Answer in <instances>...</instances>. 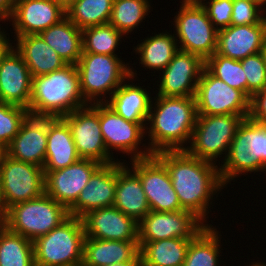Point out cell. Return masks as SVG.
<instances>
[{"label": "cell", "mask_w": 266, "mask_h": 266, "mask_svg": "<svg viewBox=\"0 0 266 266\" xmlns=\"http://www.w3.org/2000/svg\"><path fill=\"white\" fill-rule=\"evenodd\" d=\"M154 155L167 168L181 208L192 212L206 226H211L207 223L211 200L225 188L219 164L201 160L186 150H166Z\"/></svg>", "instance_id": "obj_1"}, {"label": "cell", "mask_w": 266, "mask_h": 266, "mask_svg": "<svg viewBox=\"0 0 266 266\" xmlns=\"http://www.w3.org/2000/svg\"><path fill=\"white\" fill-rule=\"evenodd\" d=\"M155 97L154 100L152 97L154 103L151 102L146 126L149 149L153 154L185 150L198 116L195 97Z\"/></svg>", "instance_id": "obj_2"}, {"label": "cell", "mask_w": 266, "mask_h": 266, "mask_svg": "<svg viewBox=\"0 0 266 266\" xmlns=\"http://www.w3.org/2000/svg\"><path fill=\"white\" fill-rule=\"evenodd\" d=\"M84 100L75 64L32 77L29 114L43 117H63L88 106Z\"/></svg>", "instance_id": "obj_3"}, {"label": "cell", "mask_w": 266, "mask_h": 266, "mask_svg": "<svg viewBox=\"0 0 266 266\" xmlns=\"http://www.w3.org/2000/svg\"><path fill=\"white\" fill-rule=\"evenodd\" d=\"M118 57V55L82 53L76 68L81 94L88 104L105 103L126 79L133 81L137 77L136 71L130 68V64H125L121 56ZM107 94L109 96H106Z\"/></svg>", "instance_id": "obj_4"}, {"label": "cell", "mask_w": 266, "mask_h": 266, "mask_svg": "<svg viewBox=\"0 0 266 266\" xmlns=\"http://www.w3.org/2000/svg\"><path fill=\"white\" fill-rule=\"evenodd\" d=\"M223 160L219 170L225 186L248 172H266V125L245 118Z\"/></svg>", "instance_id": "obj_5"}, {"label": "cell", "mask_w": 266, "mask_h": 266, "mask_svg": "<svg viewBox=\"0 0 266 266\" xmlns=\"http://www.w3.org/2000/svg\"><path fill=\"white\" fill-rule=\"evenodd\" d=\"M84 240L82 219L69 216L33 241L35 266H82Z\"/></svg>", "instance_id": "obj_6"}, {"label": "cell", "mask_w": 266, "mask_h": 266, "mask_svg": "<svg viewBox=\"0 0 266 266\" xmlns=\"http://www.w3.org/2000/svg\"><path fill=\"white\" fill-rule=\"evenodd\" d=\"M68 217V210L44 193L9 207L4 225L10 231L34 241L58 227Z\"/></svg>", "instance_id": "obj_7"}, {"label": "cell", "mask_w": 266, "mask_h": 266, "mask_svg": "<svg viewBox=\"0 0 266 266\" xmlns=\"http://www.w3.org/2000/svg\"><path fill=\"white\" fill-rule=\"evenodd\" d=\"M180 3L179 11L172 21L179 50L195 54L206 61L216 52L218 31L198 0H182Z\"/></svg>", "instance_id": "obj_8"}, {"label": "cell", "mask_w": 266, "mask_h": 266, "mask_svg": "<svg viewBox=\"0 0 266 266\" xmlns=\"http://www.w3.org/2000/svg\"><path fill=\"white\" fill-rule=\"evenodd\" d=\"M249 116L198 115L192 138L186 151L201 160L216 165L217 158L225 159L237 129Z\"/></svg>", "instance_id": "obj_9"}, {"label": "cell", "mask_w": 266, "mask_h": 266, "mask_svg": "<svg viewBox=\"0 0 266 266\" xmlns=\"http://www.w3.org/2000/svg\"><path fill=\"white\" fill-rule=\"evenodd\" d=\"M99 123L106 149L112 156L114 150L130 155V160L154 155L148 146L145 145L144 150L140 147L146 137L147 123L125 120L103 102L99 103Z\"/></svg>", "instance_id": "obj_10"}, {"label": "cell", "mask_w": 266, "mask_h": 266, "mask_svg": "<svg viewBox=\"0 0 266 266\" xmlns=\"http://www.w3.org/2000/svg\"><path fill=\"white\" fill-rule=\"evenodd\" d=\"M195 100L198 115L250 114V99L242 91L213 76L206 68L197 84Z\"/></svg>", "instance_id": "obj_11"}, {"label": "cell", "mask_w": 266, "mask_h": 266, "mask_svg": "<svg viewBox=\"0 0 266 266\" xmlns=\"http://www.w3.org/2000/svg\"><path fill=\"white\" fill-rule=\"evenodd\" d=\"M70 127L73 141L80 158L110 164L119 159L106 149L99 123V103L74 110L62 117Z\"/></svg>", "instance_id": "obj_12"}, {"label": "cell", "mask_w": 266, "mask_h": 266, "mask_svg": "<svg viewBox=\"0 0 266 266\" xmlns=\"http://www.w3.org/2000/svg\"><path fill=\"white\" fill-rule=\"evenodd\" d=\"M0 183L7 209L45 193V172L38 165L6 156L0 166Z\"/></svg>", "instance_id": "obj_13"}, {"label": "cell", "mask_w": 266, "mask_h": 266, "mask_svg": "<svg viewBox=\"0 0 266 266\" xmlns=\"http://www.w3.org/2000/svg\"><path fill=\"white\" fill-rule=\"evenodd\" d=\"M130 162L132 166L129 167L140 177L150 210L155 212L183 210L167 168L155 155Z\"/></svg>", "instance_id": "obj_14"}, {"label": "cell", "mask_w": 266, "mask_h": 266, "mask_svg": "<svg viewBox=\"0 0 266 266\" xmlns=\"http://www.w3.org/2000/svg\"><path fill=\"white\" fill-rule=\"evenodd\" d=\"M138 242L193 239L206 225L192 212H150L138 223Z\"/></svg>", "instance_id": "obj_15"}, {"label": "cell", "mask_w": 266, "mask_h": 266, "mask_svg": "<svg viewBox=\"0 0 266 266\" xmlns=\"http://www.w3.org/2000/svg\"><path fill=\"white\" fill-rule=\"evenodd\" d=\"M205 61L190 52L179 50L159 75L157 96L195 97Z\"/></svg>", "instance_id": "obj_16"}, {"label": "cell", "mask_w": 266, "mask_h": 266, "mask_svg": "<svg viewBox=\"0 0 266 266\" xmlns=\"http://www.w3.org/2000/svg\"><path fill=\"white\" fill-rule=\"evenodd\" d=\"M101 165L98 161L81 158L66 168L45 172V193L68 210Z\"/></svg>", "instance_id": "obj_17"}, {"label": "cell", "mask_w": 266, "mask_h": 266, "mask_svg": "<svg viewBox=\"0 0 266 266\" xmlns=\"http://www.w3.org/2000/svg\"><path fill=\"white\" fill-rule=\"evenodd\" d=\"M66 16L57 0H15L11 25L15 37L37 35Z\"/></svg>", "instance_id": "obj_18"}, {"label": "cell", "mask_w": 266, "mask_h": 266, "mask_svg": "<svg viewBox=\"0 0 266 266\" xmlns=\"http://www.w3.org/2000/svg\"><path fill=\"white\" fill-rule=\"evenodd\" d=\"M81 219L85 238L138 241V222L115 206L92 210Z\"/></svg>", "instance_id": "obj_19"}, {"label": "cell", "mask_w": 266, "mask_h": 266, "mask_svg": "<svg viewBox=\"0 0 266 266\" xmlns=\"http://www.w3.org/2000/svg\"><path fill=\"white\" fill-rule=\"evenodd\" d=\"M117 184V161L102 164L81 190L76 202L68 209L69 216L82 218L88 212L113 206Z\"/></svg>", "instance_id": "obj_20"}, {"label": "cell", "mask_w": 266, "mask_h": 266, "mask_svg": "<svg viewBox=\"0 0 266 266\" xmlns=\"http://www.w3.org/2000/svg\"><path fill=\"white\" fill-rule=\"evenodd\" d=\"M32 76L12 46L0 61V101L29 109Z\"/></svg>", "instance_id": "obj_21"}, {"label": "cell", "mask_w": 266, "mask_h": 266, "mask_svg": "<svg viewBox=\"0 0 266 266\" xmlns=\"http://www.w3.org/2000/svg\"><path fill=\"white\" fill-rule=\"evenodd\" d=\"M47 147V117L28 115L7 147L13 159L44 166Z\"/></svg>", "instance_id": "obj_22"}, {"label": "cell", "mask_w": 266, "mask_h": 266, "mask_svg": "<svg viewBox=\"0 0 266 266\" xmlns=\"http://www.w3.org/2000/svg\"><path fill=\"white\" fill-rule=\"evenodd\" d=\"M266 39V20L252 25H230L217 33L218 55L242 60L260 53Z\"/></svg>", "instance_id": "obj_23"}, {"label": "cell", "mask_w": 266, "mask_h": 266, "mask_svg": "<svg viewBox=\"0 0 266 266\" xmlns=\"http://www.w3.org/2000/svg\"><path fill=\"white\" fill-rule=\"evenodd\" d=\"M117 161V184L113 206L138 223L150 212V207L142 188L140 177L128 167L129 164Z\"/></svg>", "instance_id": "obj_24"}, {"label": "cell", "mask_w": 266, "mask_h": 266, "mask_svg": "<svg viewBox=\"0 0 266 266\" xmlns=\"http://www.w3.org/2000/svg\"><path fill=\"white\" fill-rule=\"evenodd\" d=\"M80 159L67 122L62 117H47L44 172L66 168Z\"/></svg>", "instance_id": "obj_25"}, {"label": "cell", "mask_w": 266, "mask_h": 266, "mask_svg": "<svg viewBox=\"0 0 266 266\" xmlns=\"http://www.w3.org/2000/svg\"><path fill=\"white\" fill-rule=\"evenodd\" d=\"M123 262H142L138 241L85 238L82 266H106Z\"/></svg>", "instance_id": "obj_26"}, {"label": "cell", "mask_w": 266, "mask_h": 266, "mask_svg": "<svg viewBox=\"0 0 266 266\" xmlns=\"http://www.w3.org/2000/svg\"><path fill=\"white\" fill-rule=\"evenodd\" d=\"M14 39L16 45L13 47L21 55L32 77L51 73L67 65L39 34Z\"/></svg>", "instance_id": "obj_27"}, {"label": "cell", "mask_w": 266, "mask_h": 266, "mask_svg": "<svg viewBox=\"0 0 266 266\" xmlns=\"http://www.w3.org/2000/svg\"><path fill=\"white\" fill-rule=\"evenodd\" d=\"M126 80L105 102L125 120L136 123H147L152 102L151 92Z\"/></svg>", "instance_id": "obj_28"}, {"label": "cell", "mask_w": 266, "mask_h": 266, "mask_svg": "<svg viewBox=\"0 0 266 266\" xmlns=\"http://www.w3.org/2000/svg\"><path fill=\"white\" fill-rule=\"evenodd\" d=\"M67 64H77L82 53V30L65 16L39 34Z\"/></svg>", "instance_id": "obj_29"}, {"label": "cell", "mask_w": 266, "mask_h": 266, "mask_svg": "<svg viewBox=\"0 0 266 266\" xmlns=\"http://www.w3.org/2000/svg\"><path fill=\"white\" fill-rule=\"evenodd\" d=\"M133 49L140 56L139 65L144 69L156 71L164 70L179 51L175 35L165 31L154 36L146 37Z\"/></svg>", "instance_id": "obj_30"}, {"label": "cell", "mask_w": 266, "mask_h": 266, "mask_svg": "<svg viewBox=\"0 0 266 266\" xmlns=\"http://www.w3.org/2000/svg\"><path fill=\"white\" fill-rule=\"evenodd\" d=\"M191 240L170 238L138 242L142 266H183Z\"/></svg>", "instance_id": "obj_31"}, {"label": "cell", "mask_w": 266, "mask_h": 266, "mask_svg": "<svg viewBox=\"0 0 266 266\" xmlns=\"http://www.w3.org/2000/svg\"><path fill=\"white\" fill-rule=\"evenodd\" d=\"M217 228L204 227L189 243L183 266H219L221 237Z\"/></svg>", "instance_id": "obj_32"}, {"label": "cell", "mask_w": 266, "mask_h": 266, "mask_svg": "<svg viewBox=\"0 0 266 266\" xmlns=\"http://www.w3.org/2000/svg\"><path fill=\"white\" fill-rule=\"evenodd\" d=\"M0 266H35L33 241L3 225L0 229Z\"/></svg>", "instance_id": "obj_33"}, {"label": "cell", "mask_w": 266, "mask_h": 266, "mask_svg": "<svg viewBox=\"0 0 266 266\" xmlns=\"http://www.w3.org/2000/svg\"><path fill=\"white\" fill-rule=\"evenodd\" d=\"M113 0H78L66 9V16L79 29L108 24Z\"/></svg>", "instance_id": "obj_34"}, {"label": "cell", "mask_w": 266, "mask_h": 266, "mask_svg": "<svg viewBox=\"0 0 266 266\" xmlns=\"http://www.w3.org/2000/svg\"><path fill=\"white\" fill-rule=\"evenodd\" d=\"M150 4V0H113L109 24L126 37L149 15Z\"/></svg>", "instance_id": "obj_35"}, {"label": "cell", "mask_w": 266, "mask_h": 266, "mask_svg": "<svg viewBox=\"0 0 266 266\" xmlns=\"http://www.w3.org/2000/svg\"><path fill=\"white\" fill-rule=\"evenodd\" d=\"M122 37L124 35L109 23L84 28L82 30L83 52L117 55L115 51L118 50Z\"/></svg>", "instance_id": "obj_36"}, {"label": "cell", "mask_w": 266, "mask_h": 266, "mask_svg": "<svg viewBox=\"0 0 266 266\" xmlns=\"http://www.w3.org/2000/svg\"><path fill=\"white\" fill-rule=\"evenodd\" d=\"M205 68L227 85L247 96V78L241 61L218 55L216 52L205 61Z\"/></svg>", "instance_id": "obj_37"}, {"label": "cell", "mask_w": 266, "mask_h": 266, "mask_svg": "<svg viewBox=\"0 0 266 266\" xmlns=\"http://www.w3.org/2000/svg\"><path fill=\"white\" fill-rule=\"evenodd\" d=\"M28 115V109L0 101V143L8 147Z\"/></svg>", "instance_id": "obj_38"}, {"label": "cell", "mask_w": 266, "mask_h": 266, "mask_svg": "<svg viewBox=\"0 0 266 266\" xmlns=\"http://www.w3.org/2000/svg\"><path fill=\"white\" fill-rule=\"evenodd\" d=\"M247 78V97L266 88V65L261 53L249 55L240 60Z\"/></svg>", "instance_id": "obj_39"}, {"label": "cell", "mask_w": 266, "mask_h": 266, "mask_svg": "<svg viewBox=\"0 0 266 266\" xmlns=\"http://www.w3.org/2000/svg\"><path fill=\"white\" fill-rule=\"evenodd\" d=\"M265 9L253 0H233L231 25L259 24L265 18Z\"/></svg>", "instance_id": "obj_40"}, {"label": "cell", "mask_w": 266, "mask_h": 266, "mask_svg": "<svg viewBox=\"0 0 266 266\" xmlns=\"http://www.w3.org/2000/svg\"><path fill=\"white\" fill-rule=\"evenodd\" d=\"M217 31L231 25L233 0H198ZM206 1V2H204Z\"/></svg>", "instance_id": "obj_41"}, {"label": "cell", "mask_w": 266, "mask_h": 266, "mask_svg": "<svg viewBox=\"0 0 266 266\" xmlns=\"http://www.w3.org/2000/svg\"><path fill=\"white\" fill-rule=\"evenodd\" d=\"M249 117L258 123L266 125V88L252 96Z\"/></svg>", "instance_id": "obj_42"}, {"label": "cell", "mask_w": 266, "mask_h": 266, "mask_svg": "<svg viewBox=\"0 0 266 266\" xmlns=\"http://www.w3.org/2000/svg\"><path fill=\"white\" fill-rule=\"evenodd\" d=\"M15 0H0V13L4 15L8 21L11 19L14 10Z\"/></svg>", "instance_id": "obj_43"}, {"label": "cell", "mask_w": 266, "mask_h": 266, "mask_svg": "<svg viewBox=\"0 0 266 266\" xmlns=\"http://www.w3.org/2000/svg\"><path fill=\"white\" fill-rule=\"evenodd\" d=\"M9 39L10 38L7 36H0V61L3 58V56L9 51V49L12 47V43L10 42Z\"/></svg>", "instance_id": "obj_44"}, {"label": "cell", "mask_w": 266, "mask_h": 266, "mask_svg": "<svg viewBox=\"0 0 266 266\" xmlns=\"http://www.w3.org/2000/svg\"><path fill=\"white\" fill-rule=\"evenodd\" d=\"M7 207L5 205L3 195H2V189H1V183H0V219L4 222L7 216Z\"/></svg>", "instance_id": "obj_45"}, {"label": "cell", "mask_w": 266, "mask_h": 266, "mask_svg": "<svg viewBox=\"0 0 266 266\" xmlns=\"http://www.w3.org/2000/svg\"><path fill=\"white\" fill-rule=\"evenodd\" d=\"M7 155H8L7 146H5L3 143H0V166L4 162Z\"/></svg>", "instance_id": "obj_46"}, {"label": "cell", "mask_w": 266, "mask_h": 266, "mask_svg": "<svg viewBox=\"0 0 266 266\" xmlns=\"http://www.w3.org/2000/svg\"><path fill=\"white\" fill-rule=\"evenodd\" d=\"M106 266H142V262H123Z\"/></svg>", "instance_id": "obj_47"}, {"label": "cell", "mask_w": 266, "mask_h": 266, "mask_svg": "<svg viewBox=\"0 0 266 266\" xmlns=\"http://www.w3.org/2000/svg\"><path fill=\"white\" fill-rule=\"evenodd\" d=\"M65 9L71 6L75 1L78 0H57Z\"/></svg>", "instance_id": "obj_48"}, {"label": "cell", "mask_w": 266, "mask_h": 266, "mask_svg": "<svg viewBox=\"0 0 266 266\" xmlns=\"http://www.w3.org/2000/svg\"><path fill=\"white\" fill-rule=\"evenodd\" d=\"M260 53L262 54L263 60H264L265 65H266V39L264 41V44H263V47H262Z\"/></svg>", "instance_id": "obj_49"}, {"label": "cell", "mask_w": 266, "mask_h": 266, "mask_svg": "<svg viewBox=\"0 0 266 266\" xmlns=\"http://www.w3.org/2000/svg\"><path fill=\"white\" fill-rule=\"evenodd\" d=\"M8 21V19L4 16V15H2L1 13H0V22L1 21H4V23H5V21ZM3 31V32H2ZM1 31V27H0V36H7L5 33H6V31L4 32V30H2Z\"/></svg>", "instance_id": "obj_50"}, {"label": "cell", "mask_w": 266, "mask_h": 266, "mask_svg": "<svg viewBox=\"0 0 266 266\" xmlns=\"http://www.w3.org/2000/svg\"><path fill=\"white\" fill-rule=\"evenodd\" d=\"M266 9V0H253Z\"/></svg>", "instance_id": "obj_51"}, {"label": "cell", "mask_w": 266, "mask_h": 266, "mask_svg": "<svg viewBox=\"0 0 266 266\" xmlns=\"http://www.w3.org/2000/svg\"><path fill=\"white\" fill-rule=\"evenodd\" d=\"M251 263H253V264L252 265L249 264L247 266H266V263H264V262H262V263L261 262L260 263L259 262L258 263L257 262L256 263L251 262Z\"/></svg>", "instance_id": "obj_52"}, {"label": "cell", "mask_w": 266, "mask_h": 266, "mask_svg": "<svg viewBox=\"0 0 266 266\" xmlns=\"http://www.w3.org/2000/svg\"><path fill=\"white\" fill-rule=\"evenodd\" d=\"M4 222L0 219V229L3 227Z\"/></svg>", "instance_id": "obj_53"}]
</instances>
